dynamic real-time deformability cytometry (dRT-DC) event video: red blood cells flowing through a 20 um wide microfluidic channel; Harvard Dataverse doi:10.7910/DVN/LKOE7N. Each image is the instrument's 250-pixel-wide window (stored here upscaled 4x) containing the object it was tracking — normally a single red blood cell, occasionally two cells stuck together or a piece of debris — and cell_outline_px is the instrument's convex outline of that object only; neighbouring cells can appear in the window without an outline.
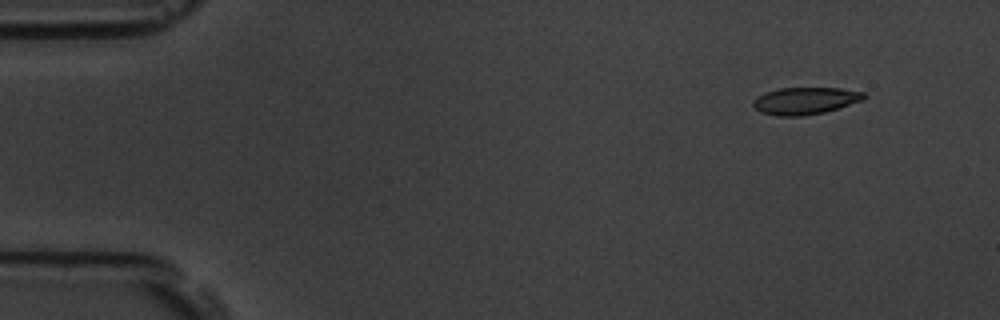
{"species": "common noctule bat (a hibernating species)", "species_latin": "Nyctalus noctula", "temperature_condition": "room temperature", "stored_images_in_passage": 5, "camera_frame_rate_fps": 3000, "um_per_image_px": 0.085, "animal": {"sex": "male", "body_mass_g": 19.5, "forearm_length_mm": 54.6}, "frame": {"image": 1, "passage_image": 2, "time_ms": 0.333, "image_size_px": [1000, 320], "cell_outline_px": [[868, 96], [864, 100], [824, 112], [800, 116], [776, 116], [760, 112], [752, 104], [752, 100], [756, 96], [764, 92], [780, 88], [840, 88], [864, 92]], "centroid_in_image_um": [68.43, 8.56], "position_along_channel_um": 16.6, "area_um2": 17.63}}
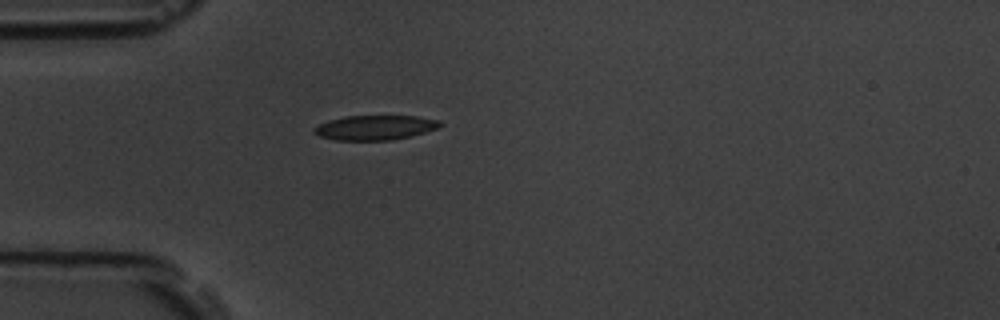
{"frame": {"image": 2, "passage_image": 5, "time_ms": 1.333, "image_size_px": [1000, 320], "cell_outline_px": [[444, 124], [436, 128], [424, 132], [392, 140], [336, 140], [320, 136], [312, 132], [312, 128], [328, 120], [344, 116], [416, 116], [440, 120]], "centroid_in_image_um": [31.85, 10.84], "position_along_channel_um": 53.1, "area_um2": 18.03}}